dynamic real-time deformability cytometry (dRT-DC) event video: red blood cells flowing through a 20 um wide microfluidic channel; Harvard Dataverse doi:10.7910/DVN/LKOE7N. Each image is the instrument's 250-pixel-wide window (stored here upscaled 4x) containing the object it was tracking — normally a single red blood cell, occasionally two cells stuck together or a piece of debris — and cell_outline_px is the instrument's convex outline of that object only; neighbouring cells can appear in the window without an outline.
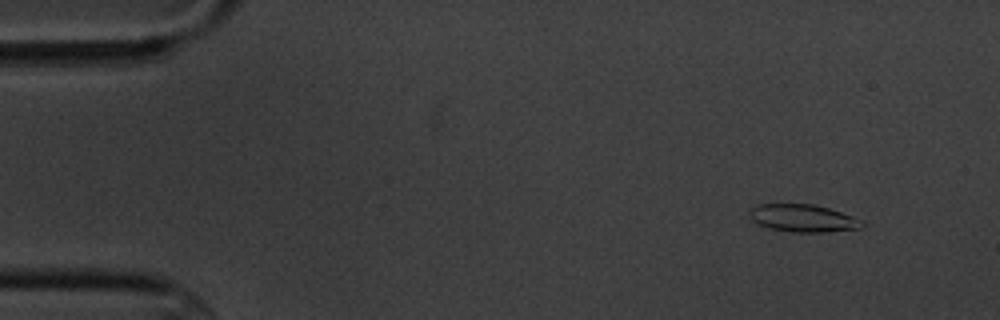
{"species": "common noctule bat (a hibernating species)", "species_latin": "Nyctalus noctula", "temperature_condition": "cold", "stored_images_in_passage": 5, "camera_frame_rate_fps": 3000, "um_per_image_px": 0.085, "animal": {"sex": "male", "body_mass_g": 20.1, "forearm_length_mm": 53.5}, "frame": {"image": 1, "passage_image": 1, "time_ms": 0.0, "image_size_px": [1000, 320], "cell_outline_px": [[864, 228], [824, 232], [792, 232], [772, 228], [760, 224], [752, 220], [748, 212], [756, 204], [812, 204], [828, 208], [864, 220]], "centroid_in_image_um": [68.29, 18.54], "position_along_channel_um": 16.7, "area_um2": 17.98}}